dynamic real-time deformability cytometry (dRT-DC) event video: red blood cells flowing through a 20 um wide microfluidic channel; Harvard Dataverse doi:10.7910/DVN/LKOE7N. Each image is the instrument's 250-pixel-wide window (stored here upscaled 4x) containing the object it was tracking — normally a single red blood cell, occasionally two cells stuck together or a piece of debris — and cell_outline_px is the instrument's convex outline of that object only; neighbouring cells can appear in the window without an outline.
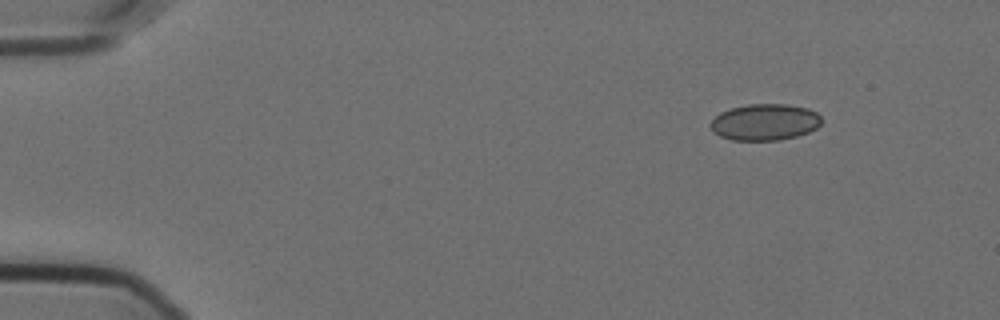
{"species": "Egyptian fruit bat (a non-hibernating species)", "species_latin": "Rousettus aegyptiacus", "temperature_condition": "cold", "stored_images_in_passage": 51, "camera_frame_rate_fps": 3000, "um_per_image_px": 0.085, "animal": {"sex": "female"}, "frame": {"image": 1, "passage_image": 1, "time_ms": 0.0, "image_size_px": [1000, 320], "cell_outline_px": [[820, 124], [816, 128], [808, 132], [796, 136], [776, 140], [732, 140], [720, 136], [712, 132], [712, 120], [720, 112], [732, 108], [748, 104], [784, 104], [808, 108], [816, 112], [820, 116]], "centroid_in_image_um": [65.0, 10.38], "position_along_channel_um": 20.0, "area_um2": 23.35}}
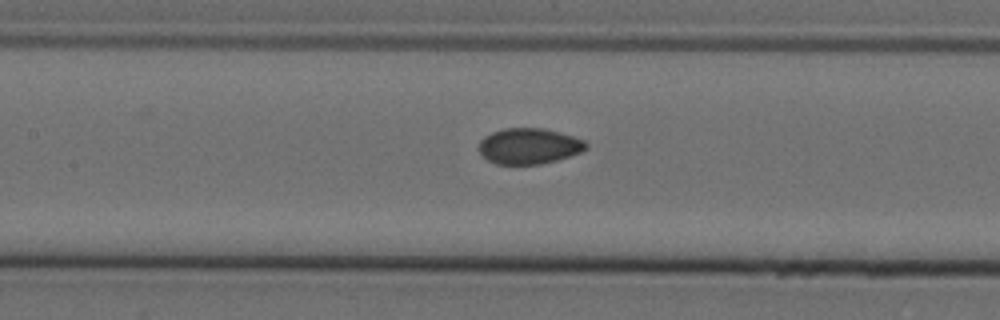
{"frame": {"image": 2, "passage_image": 21, "time_ms": 6.667, "image_size_px": [1000, 320], "cell_outline_px": [[588, 148], [580, 152], [556, 160], [540, 164], [496, 164], [488, 160], [480, 152], [480, 140], [484, 136], [492, 132], [504, 128], [544, 128], [560, 132], [584, 140], [588, 144]], "centroid_in_image_um": [44.97, 12.41], "position_along_channel_um": 162.4, "area_um2": 22.25}}
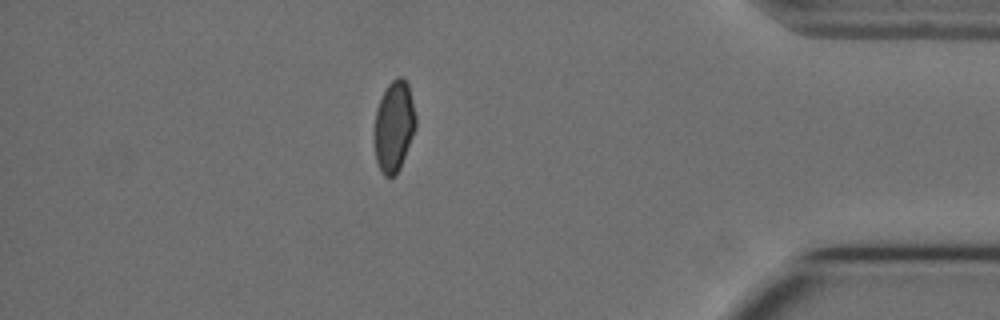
{"frame": {"image": 3, "passage_image": 44, "time_ms": 14.333, "image_size_px": [1000, 320], "cell_outline_px": [[416, 128], [400, 168], [396, 176], [384, 176], [376, 160], [376, 108], [388, 84], [396, 76], [400, 76], [408, 84], [416, 116]], "centroid_in_image_um": [33.52, 10.73], "position_along_channel_um": 401.7, "area_um2": 21.5}, "authors_computed_cell_mechanics": {"area_um2": 23.1778, "velocity_mm_per_s": 3.5789, "shape_relaxation_time_tau1_ms": null, "shape_relaxation_time_tau2_ms": 2.1222, "deformation_change_tau1": null, "deformation_change_tau2": 0.0296}}